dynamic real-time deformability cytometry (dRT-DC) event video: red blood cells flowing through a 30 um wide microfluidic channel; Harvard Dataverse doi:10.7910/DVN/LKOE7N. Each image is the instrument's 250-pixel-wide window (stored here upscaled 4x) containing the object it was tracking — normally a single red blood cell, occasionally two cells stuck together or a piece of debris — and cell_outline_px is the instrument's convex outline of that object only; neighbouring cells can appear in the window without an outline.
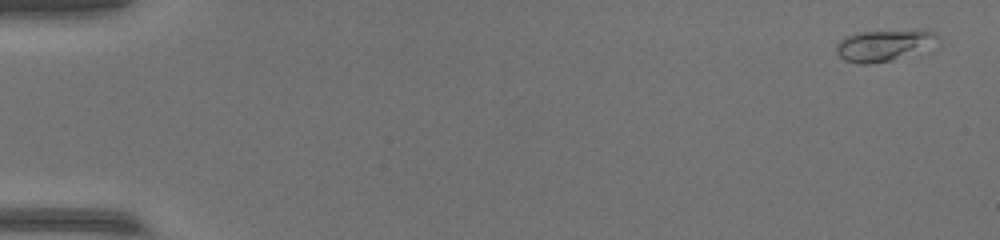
{"species": "common noctule bat (a hibernating species)", "species_latin": "Nyctalus noctula", "temperature_condition": "warm", "stored_images_in_passage": 53, "camera_frame_rate_fps": 3000, "um_per_image_px": 0.085, "animal": {"sex": "female", "body_mass_g": 17.0, "forearm_length_mm": 48.0}, "frame": {"image": 1, "passage_image": 2, "time_ms": 0.333, "image_size_px": [1000, 240], "cell_outline_px": [[940, 40], [892, 60], [868, 64], [860, 64], [844, 60], [836, 52], [836, 44], [840, 40], [848, 36], [860, 32], [916, 28], [924, 28], [940, 36]], "centroid_in_image_um": [75.11, 3.8], "position_along_channel_um": 9.9, "area_um2": 18.38}}
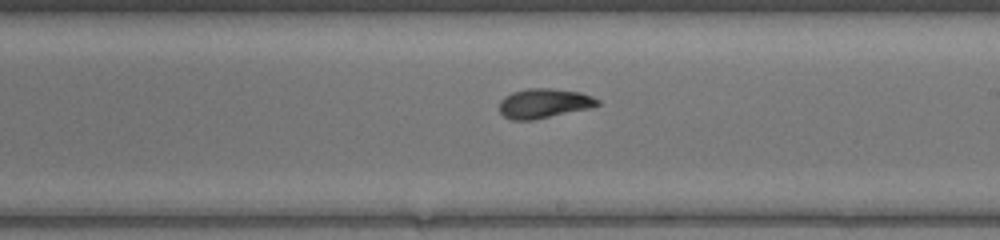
{"frame": {"image": 2, "passage_image": 32, "time_ms": 10.333, "image_size_px": [1000, 240], "cell_outline_px": [[600, 104], [592, 108], [532, 120], [512, 120], [504, 116], [500, 112], [500, 100], [504, 96], [512, 92], [528, 88], [548, 88], [580, 92], [592, 96], [600, 100]], "centroid_in_image_um": [46.25, 8.78], "position_along_channel_um": 242.7, "area_um2": 16.99}}
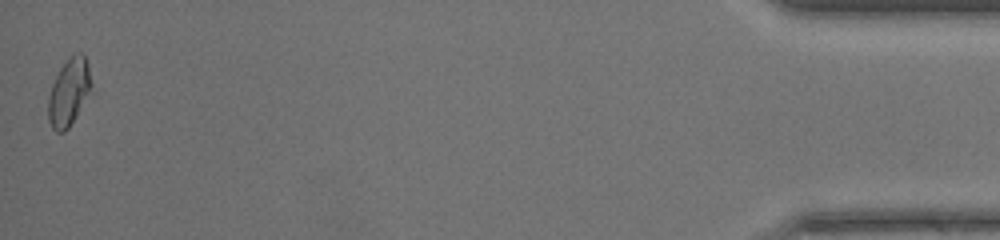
{"frame": {"image": 3, "passage_image": 53, "time_ms": 17.333, "image_size_px": [1000, 240], "cell_outline_px": [[92, 92], [68, 128], [64, 132], [56, 132], [52, 128], [48, 120], [48, 96], [52, 84], [60, 68], [68, 56], [76, 52], [84, 52], [88, 64], [92, 84]], "centroid_in_image_um": [5.88, 7.8], "position_along_channel_um": 429.3, "area_um2": 17.28}}